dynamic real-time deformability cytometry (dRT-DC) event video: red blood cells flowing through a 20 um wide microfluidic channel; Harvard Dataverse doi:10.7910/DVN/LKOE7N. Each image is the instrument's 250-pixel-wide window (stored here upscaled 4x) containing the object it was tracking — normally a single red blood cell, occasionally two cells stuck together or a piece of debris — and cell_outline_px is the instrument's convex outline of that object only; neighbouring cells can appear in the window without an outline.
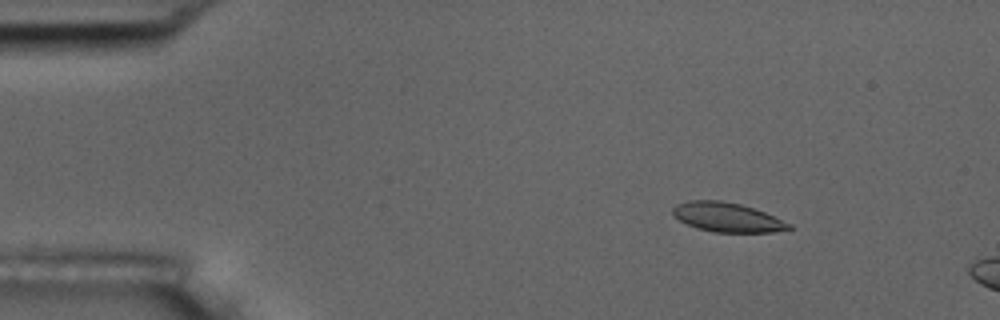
{"species": "common noctule bat (a hibernating species)", "species_latin": "Nyctalus noctula", "temperature_condition": "room temperature", "stored_images_in_passage": 5, "camera_frame_rate_fps": 3000, "um_per_image_px": 0.085, "animal": {"sex": "male", "body_mass_g": 17.5, "forearm_length_mm": 52.3}, "frame": {"image": 1, "passage_image": 3, "time_ms": 2.333, "image_size_px": [1000, 320], "cell_outline_px": [[792, 228], [772, 232], [716, 232], [696, 228], [680, 220], [672, 212], [672, 208], [676, 204], [688, 200], [720, 200], [740, 204], [764, 212], [792, 224]], "centroid_in_image_um": [61.8, 18.46], "position_along_channel_um": 23.2, "area_um2": 19.65}}